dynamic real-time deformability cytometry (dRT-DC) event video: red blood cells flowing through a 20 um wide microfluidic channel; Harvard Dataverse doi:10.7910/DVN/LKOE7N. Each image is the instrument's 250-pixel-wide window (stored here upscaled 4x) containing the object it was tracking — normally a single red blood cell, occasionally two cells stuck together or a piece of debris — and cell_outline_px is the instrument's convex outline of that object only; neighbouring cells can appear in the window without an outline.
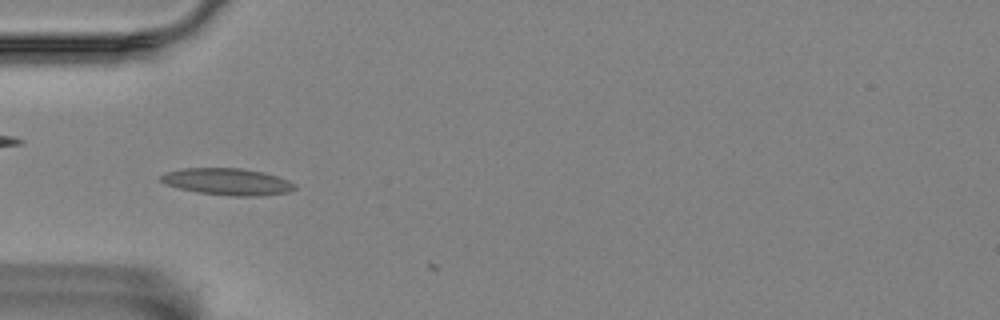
{"species": "Egyptian fruit bat (a non-hibernating species)", "species_latin": "Rousettus aegyptiacus", "temperature_condition": "room temperature", "stored_images_in_passage": 8, "camera_frame_rate_fps": 3000, "um_per_image_px": 0.085, "animal": {"sex": "female"}, "frame": {"image": 1, "passage_image": 1, "time_ms": 0.0, "image_size_px": [1000, 320], "cell_outline_px": [[296, 188], [288, 192], [264, 196], [232, 196], [200, 192], [180, 188], [168, 184], [160, 180], [160, 176], [164, 172], [180, 168], [240, 168], [264, 172], [288, 180], [296, 184]], "centroid_in_image_um": [19.36, 15.43], "position_along_channel_um": 65.6, "area_um2": 20.87}}
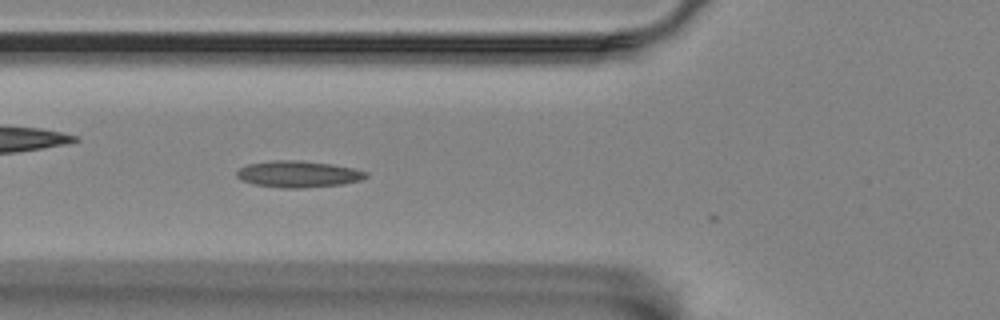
{"frame": {"image": 2, "passage_image": 4, "time_ms": 1.0, "image_size_px": [1000, 320], "cell_outline_px": [[368, 176], [360, 180], [344, 184], [304, 188], [280, 188], [252, 184], [240, 180], [236, 176], [236, 172], [240, 168], [248, 164], [272, 160], [296, 160], [332, 164], [352, 168], [368, 172]], "centroid_in_image_um": [25.33, 14.81], "position_along_channel_um": 100.5, "area_um2": 20.11}}
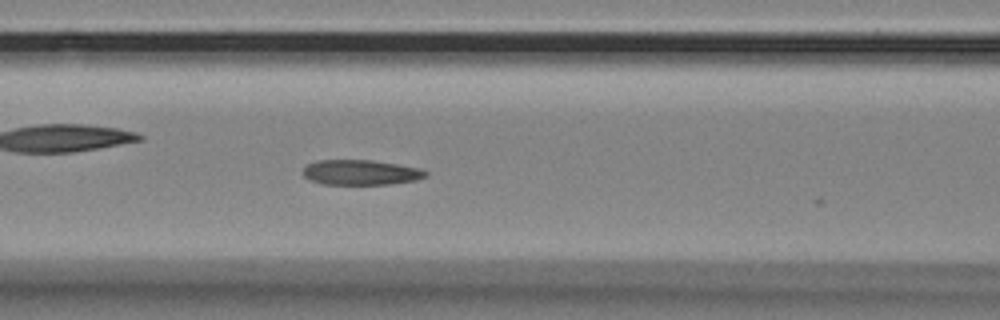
{"frame": {"image": 3, "passage_image": 7, "time_ms": 2.0, "image_size_px": [1000, 320], "cell_outline_px": [[428, 176], [416, 180], [392, 184], [324, 184], [308, 180], [304, 176], [304, 168], [308, 164], [316, 160], [372, 160], [420, 168], [428, 172]], "centroid_in_image_um": [30.68, 14.65], "position_along_channel_um": 135.9, "area_um2": 17.98}}